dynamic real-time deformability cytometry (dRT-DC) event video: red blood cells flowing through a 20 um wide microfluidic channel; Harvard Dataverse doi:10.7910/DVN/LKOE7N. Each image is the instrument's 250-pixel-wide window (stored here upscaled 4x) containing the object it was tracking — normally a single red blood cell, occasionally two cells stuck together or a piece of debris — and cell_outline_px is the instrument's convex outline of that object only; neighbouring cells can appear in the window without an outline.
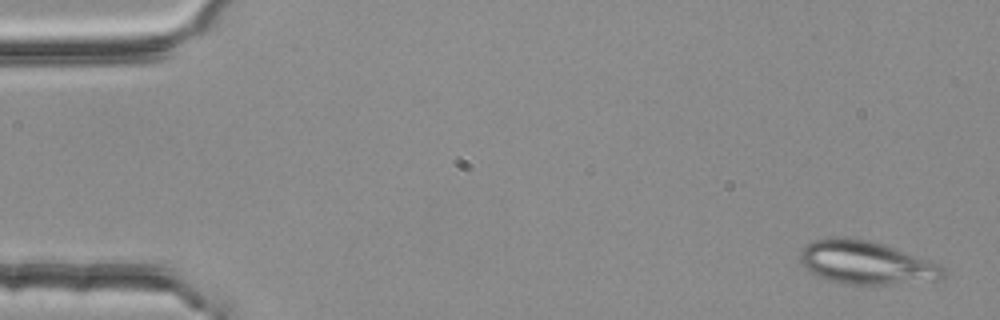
{"species": "common noctule bat (a hibernating species)", "species_latin": "Nyctalus noctula", "temperature_condition": "room temperature", "stored_images_in_passage": 4, "camera_frame_rate_fps": 3000, "um_per_image_px": 0.085, "animal": {"sex": "female", "body_mass_g": 25.1}, "frame": {"image": 1, "passage_image": 1, "time_ms": 0.0, "image_size_px": [1000, 320], "cell_outline_px": [[944, 276], [940, 280], [884, 284], [844, 284], [816, 276], [804, 268], [800, 264], [800, 248], [804, 244], [816, 240], [836, 236], [840, 236], [872, 240], [940, 264], [944, 268]], "centroid_in_image_um": [73.57, 22.31], "position_along_channel_um": 11.4, "area_um2": 36.3}}